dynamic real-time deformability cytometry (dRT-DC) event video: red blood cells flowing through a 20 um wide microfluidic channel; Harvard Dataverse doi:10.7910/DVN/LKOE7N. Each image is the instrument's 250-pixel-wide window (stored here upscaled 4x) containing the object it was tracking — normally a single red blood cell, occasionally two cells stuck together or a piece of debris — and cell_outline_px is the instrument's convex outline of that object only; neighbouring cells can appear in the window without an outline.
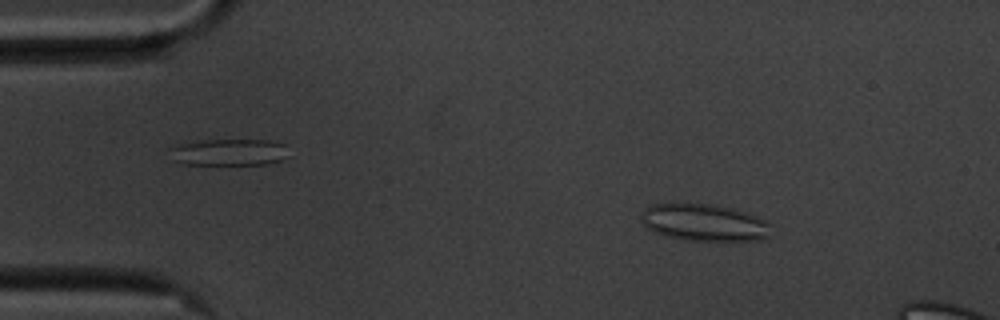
{"species": "common noctule bat (a hibernating species)", "species_latin": "Nyctalus noctula", "temperature_condition": "cold", "stored_images_in_passage": 17, "camera_frame_rate_fps": 3000, "um_per_image_px": 0.085, "animal": {"sex": "male", "body_mass_g": 20.1, "forearm_length_mm": 53.5}, "frame": {"image": 1, "passage_image": 8, "time_ms": 2.333, "image_size_px": [1000, 320], "cell_outline_px": [[772, 236], [760, 240], [688, 240], [668, 236], [656, 232], [648, 228], [644, 224], [640, 216], [644, 208], [652, 204], [704, 204], [732, 208], [756, 216], [764, 220], [768, 224]], "centroid_in_image_um": [59.86, 18.92], "position_along_channel_um": 25.1, "area_um2": 27.57}}